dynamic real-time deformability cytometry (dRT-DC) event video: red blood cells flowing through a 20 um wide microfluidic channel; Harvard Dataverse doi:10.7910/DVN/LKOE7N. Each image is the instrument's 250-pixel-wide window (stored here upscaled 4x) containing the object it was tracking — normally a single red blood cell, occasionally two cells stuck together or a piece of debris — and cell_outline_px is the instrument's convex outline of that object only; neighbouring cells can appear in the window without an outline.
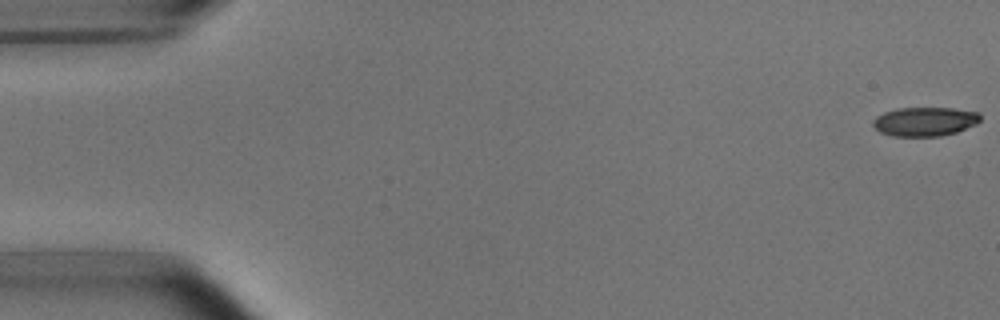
{"species": "common noctule bat (a hibernating species)", "species_latin": "Nyctalus noctula", "temperature_condition": "room temperature", "stored_images_in_passage": 6, "segment_of_instrument_passage": [2, 2], "camera_frame_rate_fps": 3000, "um_per_image_px": 0.085, "animal": {"sex": "male", "body_mass_g": 15.6}, "frame": {"image": 1, "passage_image": 6, "time_ms": 7.0, "image_size_px": [1000, 320], "cell_outline_px": [[980, 120], [976, 124], [956, 132], [940, 136], [892, 136], [880, 132], [872, 124], [872, 120], [876, 116], [884, 112], [896, 108], [952, 108], [980, 112]], "centroid_in_image_um": [78.6, 10.32], "position_along_channel_um": 6.4, "area_um2": 18.21}}